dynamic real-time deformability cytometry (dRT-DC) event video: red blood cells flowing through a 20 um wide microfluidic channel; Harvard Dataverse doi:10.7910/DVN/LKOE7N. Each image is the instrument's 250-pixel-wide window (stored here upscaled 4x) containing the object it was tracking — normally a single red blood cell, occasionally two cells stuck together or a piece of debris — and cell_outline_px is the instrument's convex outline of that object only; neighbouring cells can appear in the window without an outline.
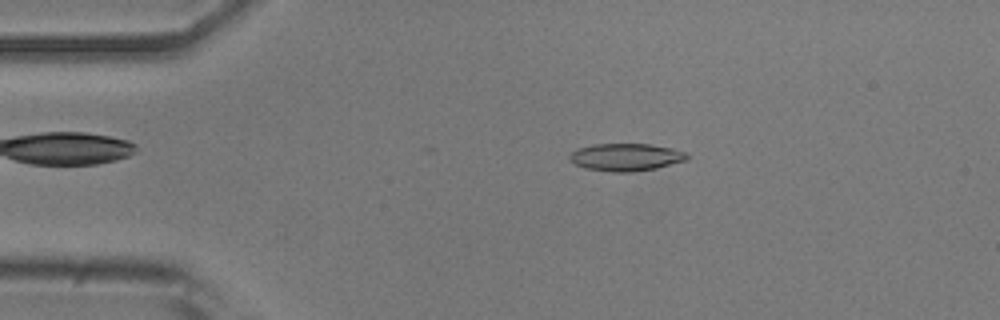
{"species": "common noctule bat (a hibernating species)", "species_latin": "Nyctalus noctula", "temperature_condition": "room temperature", "stored_images_in_passage": 17, "camera_frame_rate_fps": 3000, "um_per_image_px": 0.085, "animal": {"sex": "male", "body_mass_g": 20.5, "forearm_length_mm": 52.5}, "frame": {"image": 1, "passage_image": 9, "time_ms": 2.667, "image_size_px": [1000, 320], "cell_outline_px": [[688, 160], [656, 168], [632, 172], [612, 172], [584, 168], [568, 160], [568, 156], [576, 148], [592, 144], [652, 144], [672, 148], [688, 152]], "centroid_in_image_um": [53.2, 13.35], "position_along_channel_um": 31.8, "area_um2": 19.07}}
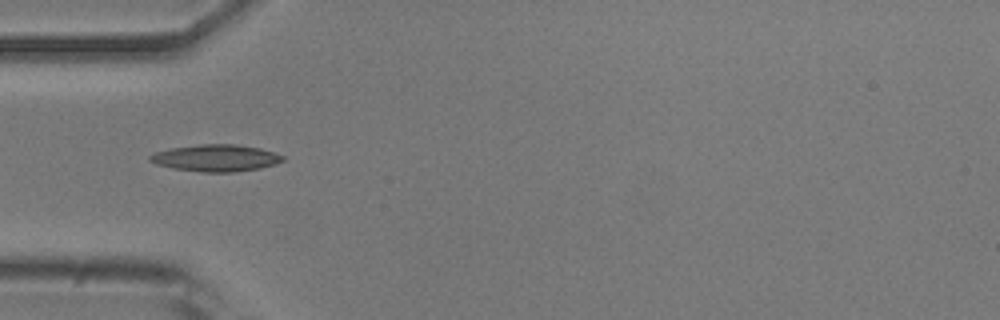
{"frame": {"image": 2, "passage_image": 15, "time_ms": 4.667, "image_size_px": [1000, 320], "cell_outline_px": [[284, 160], [260, 168], [232, 172], [200, 172], [172, 168], [156, 164], [148, 160], [148, 156], [156, 152], [172, 148], [200, 144], [236, 144], [260, 148], [284, 156]], "centroid_in_image_um": [18.31, 13.43], "position_along_channel_um": 66.7, "area_um2": 20.63}}